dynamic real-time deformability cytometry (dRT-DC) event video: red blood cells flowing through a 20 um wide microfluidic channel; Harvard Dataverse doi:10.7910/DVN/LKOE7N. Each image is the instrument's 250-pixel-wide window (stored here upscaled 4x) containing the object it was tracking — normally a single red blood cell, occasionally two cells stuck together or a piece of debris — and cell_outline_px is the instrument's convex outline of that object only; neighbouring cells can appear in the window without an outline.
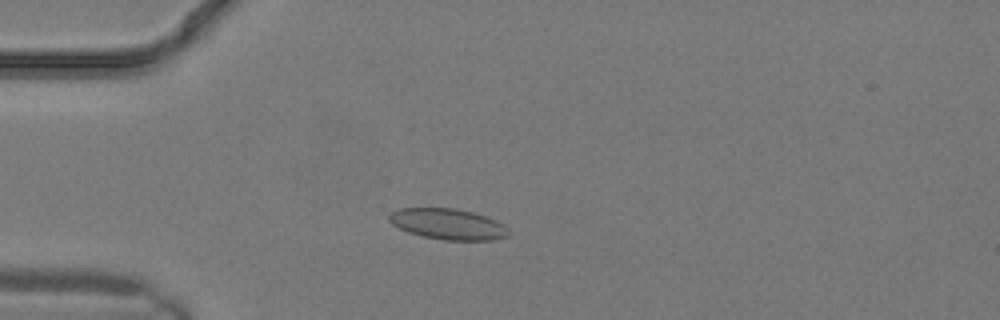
{"species": "common noctule bat (a hibernating species)", "species_latin": "Nyctalus noctula", "temperature_condition": "warm", "stored_images_in_passage": 11, "camera_frame_rate_fps": 3000, "um_per_image_px": 0.085, "animal": {"sex": "male", "body_mass_g": 19.2, "forearm_length_mm": 51.8}, "frame": {"image": 1, "passage_image": 5, "time_ms": 1.333, "image_size_px": [1000, 320], "cell_outline_px": [[512, 232], [508, 236], [492, 240], [444, 240], [424, 236], [408, 232], [392, 224], [388, 220], [388, 212], [396, 208], [456, 208], [472, 212], [496, 220], [504, 224]], "centroid_in_image_um": [38.07, 19.04], "position_along_channel_um": 46.9, "area_um2": 21.68}}
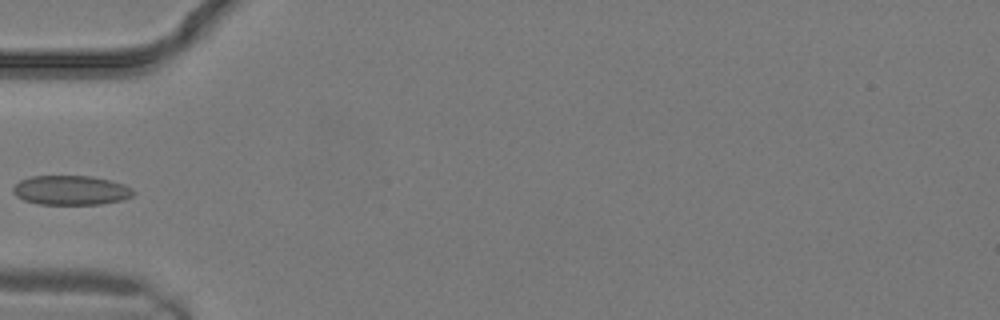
{"frame": {"image": 2, "passage_image": 7, "time_ms": 2.0, "image_size_px": [1000, 320], "cell_outline_px": [[136, 192], [132, 196], [120, 200], [100, 204], [40, 204], [24, 200], [16, 196], [12, 192], [12, 188], [20, 180], [32, 176], [92, 176], [124, 184], [132, 188]], "centroid_in_image_um": [6.02, 16.17], "position_along_channel_um": 79.0, "area_um2": 20.58}}
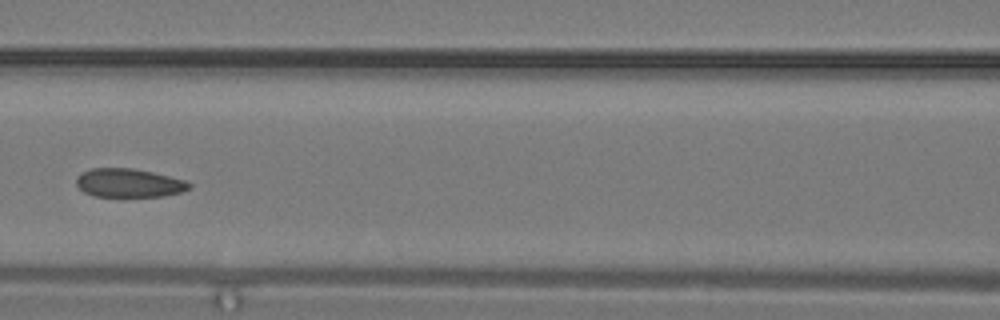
{"frame": {"image": 3, "passage_image": 10, "time_ms": 3.0, "image_size_px": [1000, 320], "cell_outline_px": [[192, 184], [188, 188], [180, 192], [160, 196], [96, 196], [84, 192], [76, 184], [76, 176], [92, 168], [132, 168], [152, 172], [184, 180]], "centroid_in_image_um": [10.92, 15.54], "position_along_channel_um": 155.7, "area_um2": 18.5}}